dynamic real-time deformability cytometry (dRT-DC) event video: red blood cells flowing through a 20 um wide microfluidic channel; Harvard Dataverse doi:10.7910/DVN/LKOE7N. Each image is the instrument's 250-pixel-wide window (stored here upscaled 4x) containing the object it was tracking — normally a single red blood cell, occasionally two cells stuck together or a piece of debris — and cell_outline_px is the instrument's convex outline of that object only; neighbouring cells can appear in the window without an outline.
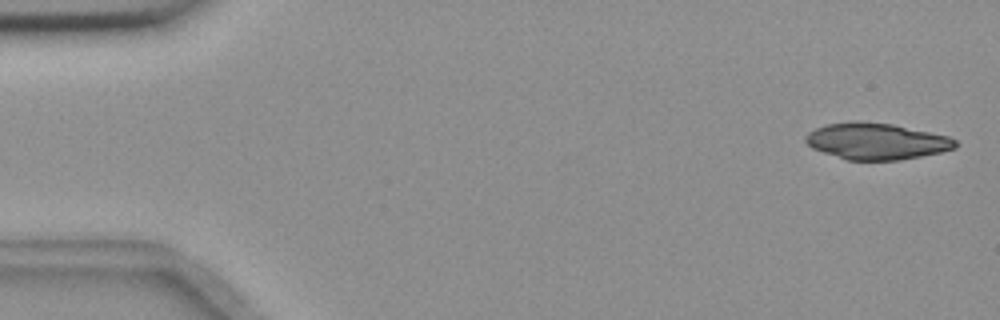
{"species": "common noctule bat (a hibernating species)", "species_latin": "Nyctalus noctula", "temperature_condition": "room temperature", "stored_images_in_passage": 6, "camera_frame_rate_fps": 3000, "um_per_image_px": 0.085, "animal": {"sex": "female", "body_mass_g": 18.4}, "frame": {"image": 1, "passage_image": 1, "time_ms": 0.0, "image_size_px": [1000, 320], "cell_outline_px": [[956, 148], [940, 152], [900, 160], [848, 160], [812, 148], [804, 140], [804, 136], [808, 132], [816, 128], [828, 124], [856, 120], [860, 120], [892, 124], [948, 136], [956, 140]], "centroid_in_image_um": [74.47, 11.99], "position_along_channel_um": 10.5, "area_um2": 31.67}}